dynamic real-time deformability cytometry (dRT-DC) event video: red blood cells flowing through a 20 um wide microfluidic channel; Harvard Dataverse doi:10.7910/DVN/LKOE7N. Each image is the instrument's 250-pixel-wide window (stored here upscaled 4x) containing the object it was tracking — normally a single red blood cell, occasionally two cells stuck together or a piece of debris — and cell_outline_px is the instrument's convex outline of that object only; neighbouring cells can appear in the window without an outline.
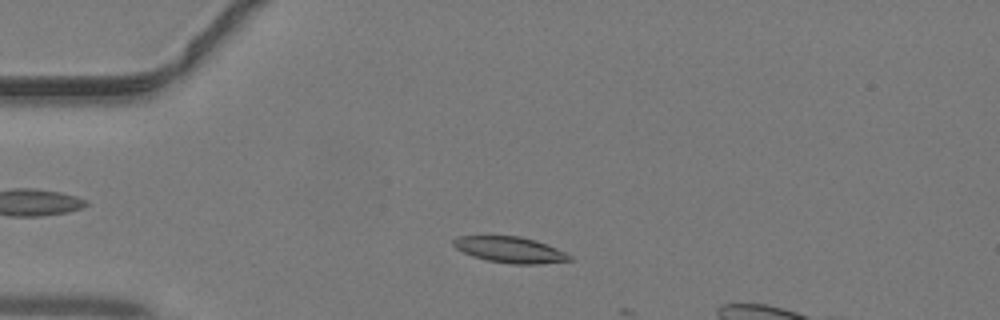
{"species": "common noctule bat (a hibernating species)", "species_latin": "Nyctalus noctula", "temperature_condition": "warm", "stored_images_in_passage": 6, "camera_frame_rate_fps": 3000, "um_per_image_px": 0.085, "animal": {"sex": "male", "body_mass_g": 19.2, "forearm_length_mm": 51.8}, "frame": {"image": 1, "passage_image": 5, "time_ms": 1.333, "image_size_px": [1000, 320], "cell_outline_px": [[572, 260], [540, 264], [512, 264], [488, 260], [472, 256], [456, 248], [452, 244], [452, 240], [456, 236], [520, 236], [556, 248], [572, 256]], "centroid_in_image_um": [43.32, 21.23], "position_along_channel_um": 41.7, "area_um2": 17.4}}